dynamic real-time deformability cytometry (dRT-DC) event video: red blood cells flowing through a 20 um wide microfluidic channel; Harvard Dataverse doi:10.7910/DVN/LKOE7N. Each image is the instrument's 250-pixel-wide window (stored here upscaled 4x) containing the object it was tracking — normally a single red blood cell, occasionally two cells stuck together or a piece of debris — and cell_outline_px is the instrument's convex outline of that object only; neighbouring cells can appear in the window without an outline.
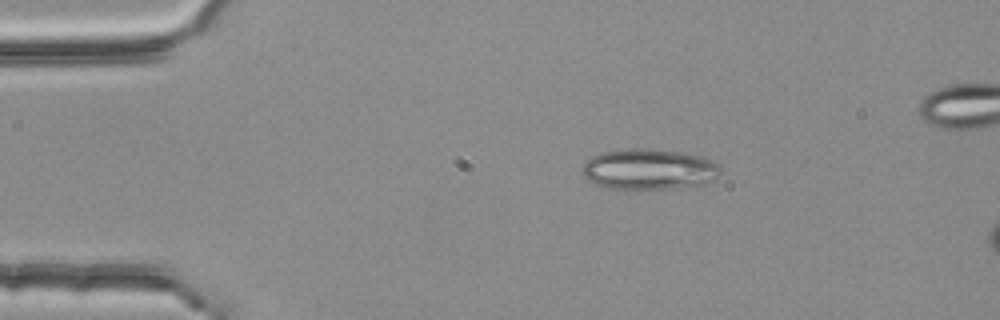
{"species": "common noctule bat (a hibernating species)", "species_latin": "Nyctalus noctula", "temperature_condition": "room temperature", "stored_images_in_passage": 3, "camera_frame_rate_fps": 3000, "um_per_image_px": 0.085, "animal": {"sex": "female", "body_mass_g": 25.1}, "frame": {"image": 1, "passage_image": 1, "time_ms": 0.0, "image_size_px": [1000, 320], "cell_outline_px": [[724, 172], [708, 184], [672, 188], [608, 188], [596, 184], [588, 180], [580, 172], [580, 168], [592, 156], [600, 152], [632, 148], [648, 148], [688, 152], [700, 156], [716, 164]], "centroid_in_image_um": [55.18, 14.37], "position_along_channel_um": 29.8, "area_um2": 33.06}}